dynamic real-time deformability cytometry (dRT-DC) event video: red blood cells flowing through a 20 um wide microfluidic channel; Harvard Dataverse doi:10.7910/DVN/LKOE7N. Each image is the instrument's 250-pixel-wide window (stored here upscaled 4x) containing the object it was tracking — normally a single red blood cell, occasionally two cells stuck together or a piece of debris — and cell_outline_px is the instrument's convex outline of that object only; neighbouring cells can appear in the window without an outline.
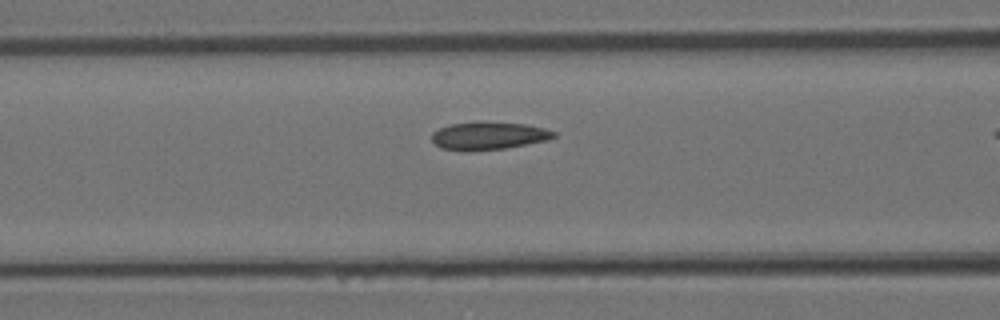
{"species": "Egyptian fruit bat (a non-hibernating species)", "species_latin": "Rousettus aegyptiacus", "temperature_condition": "room temperature", "stored_images_in_passage": 31, "camera_frame_rate_fps": 3000, "um_per_image_px": 0.085, "animal": {"sex": "female"}, "frame": {"image": 1, "passage_image": 13, "time_ms": 4.0, "image_size_px": [1000, 320], "cell_outline_px": [[556, 136], [548, 140], [504, 148], [468, 152], [464, 152], [440, 148], [432, 140], [432, 132], [448, 124], [480, 120], [524, 124], [544, 128], [556, 132]], "centroid_in_image_um": [41.48, 11.53], "position_along_channel_um": 125.1, "area_um2": 20.23}}
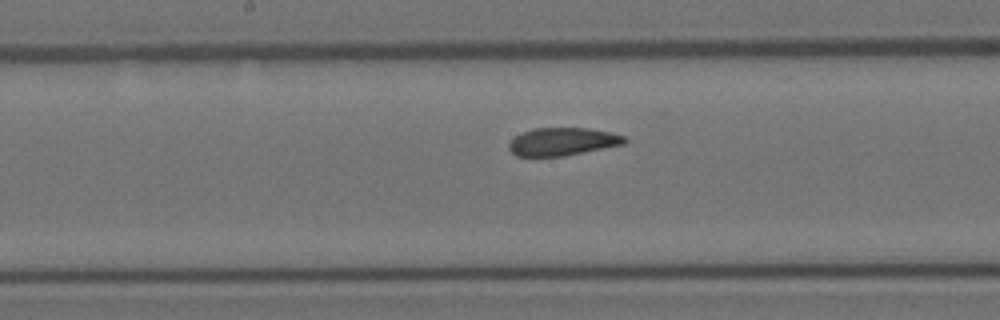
{"frame": {"image": 2, "passage_image": 18, "time_ms": 5.667, "image_size_px": [1000, 320], "cell_outline_px": [[628, 140], [624, 144], [564, 156], [516, 156], [508, 148], [508, 144], [516, 136], [524, 132], [536, 128], [588, 128], [612, 132], [624, 136]], "centroid_in_image_um": [47.84, 12.04], "position_along_channel_um": 200.4, "area_um2": 18.67}}
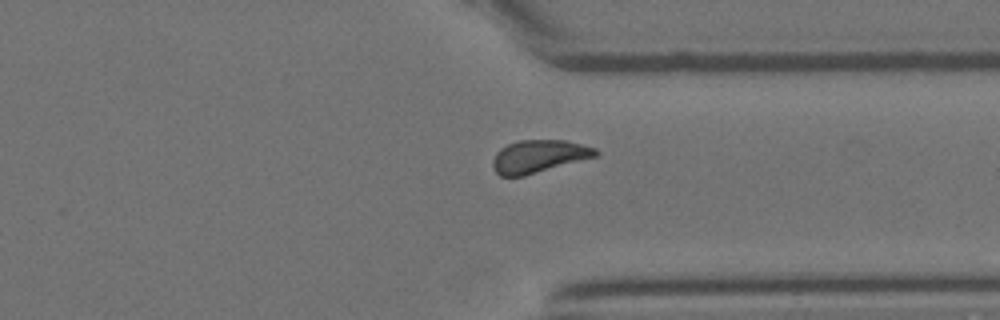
{"frame": {"image": 3, "passage_image": 29, "time_ms": 9.333, "image_size_px": [1000, 320], "cell_outline_px": [[600, 156], [524, 176], [500, 176], [496, 172], [492, 164], [492, 160], [496, 152], [500, 148], [508, 144], [520, 140], [564, 140], [596, 148], [600, 152]], "centroid_in_image_um": [45.83, 13.29], "position_along_channel_um": 365.6, "area_um2": 19.83}}